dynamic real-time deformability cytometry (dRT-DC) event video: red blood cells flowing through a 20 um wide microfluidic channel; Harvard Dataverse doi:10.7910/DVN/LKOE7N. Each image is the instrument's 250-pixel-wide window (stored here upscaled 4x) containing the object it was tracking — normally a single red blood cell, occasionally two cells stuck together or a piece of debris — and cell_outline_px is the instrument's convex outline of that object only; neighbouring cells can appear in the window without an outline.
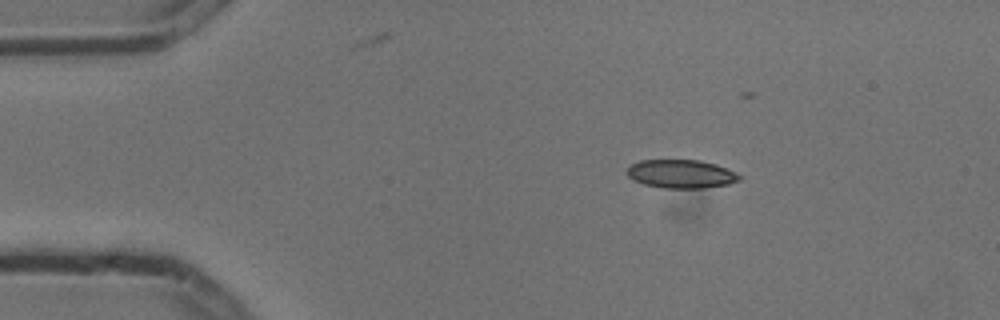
{"species": "common noctule bat (a hibernating species)", "species_latin": "Nyctalus noctula", "temperature_condition": "cold", "stored_images_in_passage": 4, "segment_of_instrument_passage": [1, 2], "camera_frame_rate_fps": 3000, "um_per_image_px": 0.085, "animal": {"sex": "male", "body_mass_g": 13.3}, "frame": {"image": 1, "passage_image": 1, "time_ms": 0.0, "image_size_px": [1000, 320], "cell_outline_px": [[740, 180], [728, 184], [704, 188], [664, 188], [644, 184], [632, 180], [624, 172], [632, 164], [640, 160], [700, 160], [716, 164], [736, 172], [740, 176]], "centroid_in_image_um": [57.87, 14.78], "position_along_channel_um": 27.1, "area_um2": 18.73}}
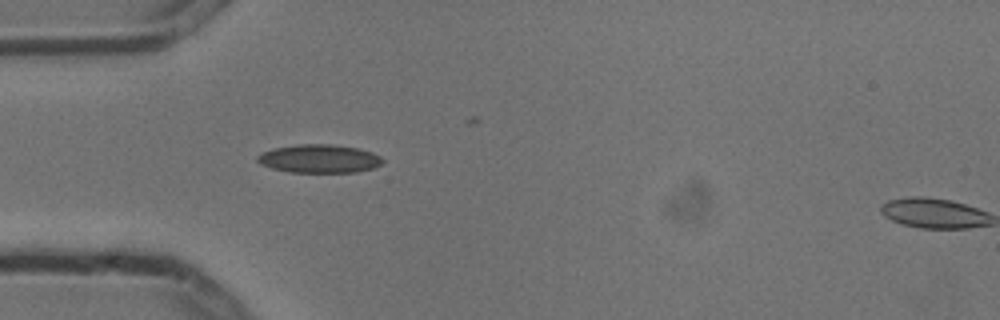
{"frame": {"image": 2, "passage_image": 3, "time_ms": 0.667, "image_size_px": [1000, 320], "cell_outline_px": [[384, 160], [380, 164], [372, 168], [356, 172], [288, 172], [272, 168], [260, 164], [256, 160], [256, 156], [272, 148], [296, 144], [332, 144], [356, 148], [372, 152], [380, 156]], "centroid_in_image_um": [27.1, 13.48], "position_along_channel_um": 57.9, "area_um2": 20.69}}